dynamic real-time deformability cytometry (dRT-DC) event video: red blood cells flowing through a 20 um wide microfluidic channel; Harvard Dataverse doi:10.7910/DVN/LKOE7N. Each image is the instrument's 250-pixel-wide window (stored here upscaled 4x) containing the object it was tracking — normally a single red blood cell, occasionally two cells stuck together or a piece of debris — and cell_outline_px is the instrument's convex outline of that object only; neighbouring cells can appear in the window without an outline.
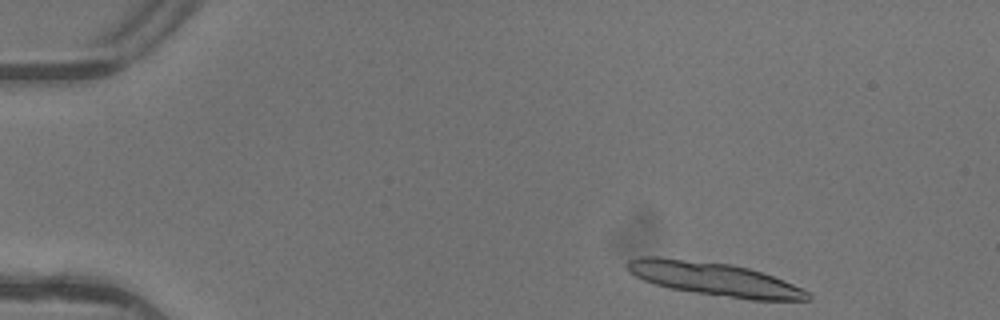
{"species": "common noctule bat (a hibernating species)", "species_latin": "Nyctalus noctula", "temperature_condition": "warm", "stored_images_in_passage": 4, "segment_of_instrument_passage": [2, 2], "camera_frame_rate_fps": 3000, "um_per_image_px": 0.085, "animal": {"sex": "female"}, "frame": {"image": 1, "passage_image": 4, "time_ms": 1.0, "image_size_px": [1000, 320], "cell_outline_px": [[812, 296], [808, 300], [752, 300], [668, 288], [644, 280], [628, 272], [624, 264], [628, 260], [640, 256], [656, 256], [732, 264], [748, 268], [784, 280], [808, 292]], "centroid_in_image_um": [60.66, 23.7], "position_along_channel_um": 24.3, "area_um2": 34.91}}